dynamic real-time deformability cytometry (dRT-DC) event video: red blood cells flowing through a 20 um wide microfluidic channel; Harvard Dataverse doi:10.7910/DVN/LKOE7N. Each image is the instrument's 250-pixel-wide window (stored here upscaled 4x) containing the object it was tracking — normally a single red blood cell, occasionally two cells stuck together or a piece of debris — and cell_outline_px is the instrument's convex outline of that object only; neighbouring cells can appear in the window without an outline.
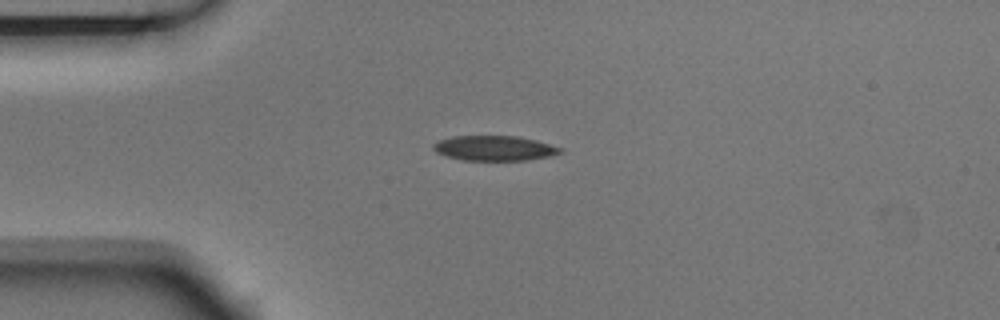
{"species": "Egyptian fruit bat (a non-hibernating species)", "species_latin": "Rousettus aegyptiacus", "temperature_condition": "room temperature", "stored_images_in_passage": 1, "camera_frame_rate_fps": 3000, "um_per_image_px": 0.085, "animal": {"sex": "male"}, "frame": {"image": 1, "passage_image": 1, "time_ms": 0.0, "image_size_px": [1000, 320], "cell_outline_px": [[564, 152], [552, 156], [528, 160], [464, 160], [448, 156], [436, 152], [432, 148], [432, 144], [440, 140], [452, 136], [516, 136], [536, 140], [564, 148]], "centroid_in_image_um": [42.08, 12.59], "position_along_channel_um": 42.9, "area_um2": 18.55}}